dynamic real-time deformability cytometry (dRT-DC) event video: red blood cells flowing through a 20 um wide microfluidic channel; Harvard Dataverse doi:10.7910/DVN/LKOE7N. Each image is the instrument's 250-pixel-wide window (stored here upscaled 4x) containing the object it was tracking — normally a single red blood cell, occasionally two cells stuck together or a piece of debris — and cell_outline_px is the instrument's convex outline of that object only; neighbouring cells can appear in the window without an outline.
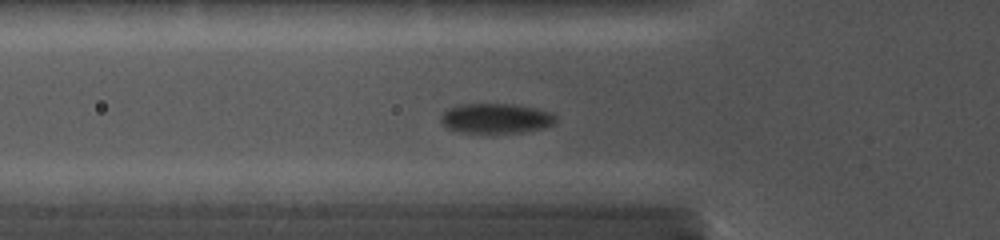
{"species": "common noctule bat (a hibernating species)", "species_latin": "Nyctalus noctula", "temperature_condition": "cold", "stored_images_in_passage": 20, "camera_frame_rate_fps": 5000, "um_per_image_px": 0.085, "animal": {"sex": "female", "body_mass_g": 19.0, "forearm_length_mm": 56.7}, "frame": {"image": 1, "passage_image": 2, "time_ms": 0.4, "image_size_px": [1000, 240], "cell_outline_px": [[556, 120], [552, 124], [540, 128], [524, 132], [456, 132], [448, 128], [440, 120], [444, 112], [452, 108], [468, 104], [508, 104], [532, 108], [548, 112], [556, 116]], "centroid_in_image_um": [42.14, 10.07], "position_along_channel_um": 83.7, "area_um2": 19.31}}
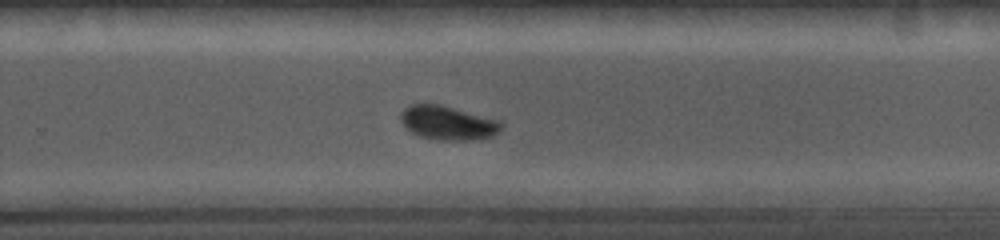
{"frame": {"image": 2, "passage_image": 12, "time_ms": 5.6, "image_size_px": [1000, 240], "cell_outline_px": [[504, 124], [500, 132], [492, 136], [480, 140], [440, 140], [420, 136], [412, 132], [400, 120], [400, 112], [404, 108], [412, 104], [440, 104], [500, 120]], "centroid_in_image_um": [38.12, 10.45], "position_along_channel_um": 291.7, "area_um2": 20.06}}
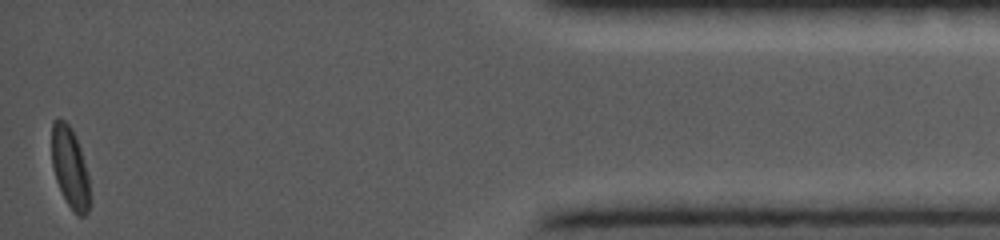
{"frame": {"image": 3, "passage_image": 20, "time_ms": 10.4, "image_size_px": [1000, 240], "cell_outline_px": [[88, 212], [84, 216], [80, 216], [68, 204], [56, 180], [52, 164], [52, 120], [64, 120], [72, 128], [76, 136], [80, 148], [88, 176]], "centroid_in_image_um": [5.93, 14.19], "position_along_channel_um": 429.3, "area_um2": 17.4}}